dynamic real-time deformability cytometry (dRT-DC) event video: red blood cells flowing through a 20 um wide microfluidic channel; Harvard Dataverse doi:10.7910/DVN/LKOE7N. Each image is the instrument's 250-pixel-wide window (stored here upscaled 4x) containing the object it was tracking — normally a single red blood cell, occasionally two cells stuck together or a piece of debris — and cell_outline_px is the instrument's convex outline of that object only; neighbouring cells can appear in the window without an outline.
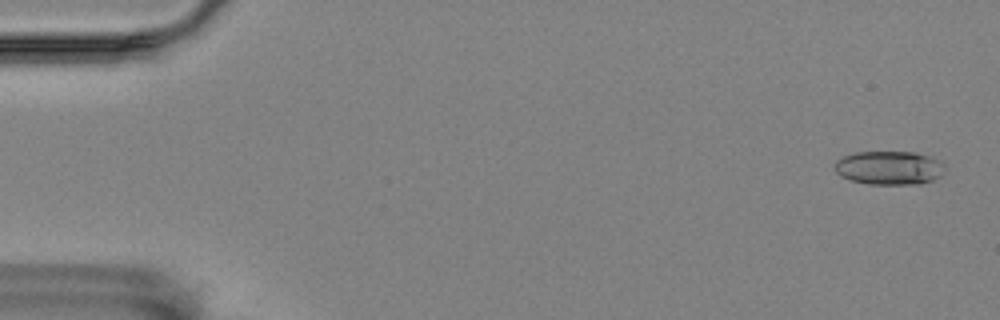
{"species": "Egyptian fruit bat (a non-hibernating species)", "species_latin": "Rousettus aegyptiacus", "temperature_condition": "room temperature", "stored_images_in_passage": 54, "camera_frame_rate_fps": 3000, "um_per_image_px": 0.085, "animal": {"sex": "female"}, "frame": {"image": 1, "passage_image": 2, "time_ms": 0.333, "image_size_px": [1000, 320], "cell_outline_px": [[944, 172], [940, 176], [932, 180], [920, 184], [868, 184], [852, 180], [840, 176], [836, 172], [836, 160], [844, 156], [856, 152], [916, 152], [940, 160], [944, 164]], "centroid_in_image_um": [75.61, 14.26], "position_along_channel_um": 9.4, "area_um2": 21.62}}
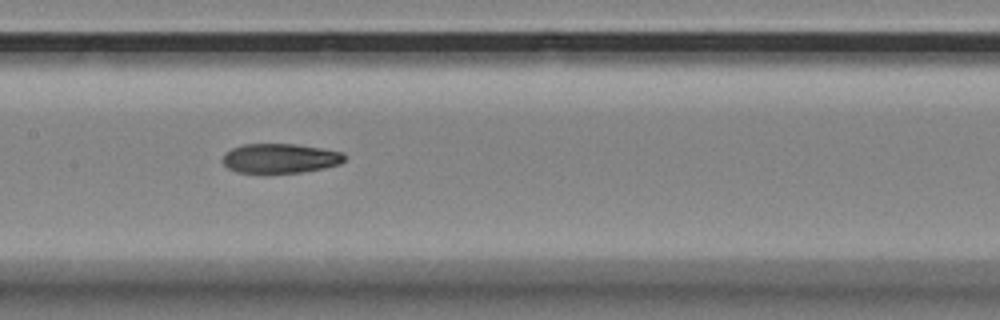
{"frame": {"image": 2, "passage_image": 28, "time_ms": 9.0, "image_size_px": [1000, 320], "cell_outline_px": [[348, 156], [340, 164], [324, 168], [304, 172], [264, 176], [236, 172], [228, 168], [220, 160], [232, 148], [244, 144], [296, 144], [344, 152]], "centroid_in_image_um": [23.81, 13.51], "position_along_channel_um": 183.6, "area_um2": 21.91}}
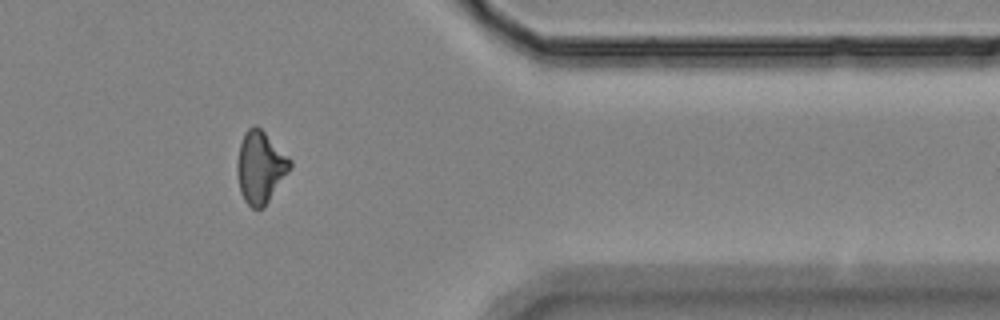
{"frame": {"image": 3, "passage_image": 47, "time_ms": 15.333, "image_size_px": [1000, 320], "cell_outline_px": [[292, 168], [264, 208], [252, 208], [244, 200], [240, 192], [236, 172], [236, 164], [240, 144], [244, 132], [248, 128], [256, 124], [292, 160]], "centroid_in_image_um": [22.13, 14.22], "position_along_channel_um": 389.3, "area_um2": 22.37}}